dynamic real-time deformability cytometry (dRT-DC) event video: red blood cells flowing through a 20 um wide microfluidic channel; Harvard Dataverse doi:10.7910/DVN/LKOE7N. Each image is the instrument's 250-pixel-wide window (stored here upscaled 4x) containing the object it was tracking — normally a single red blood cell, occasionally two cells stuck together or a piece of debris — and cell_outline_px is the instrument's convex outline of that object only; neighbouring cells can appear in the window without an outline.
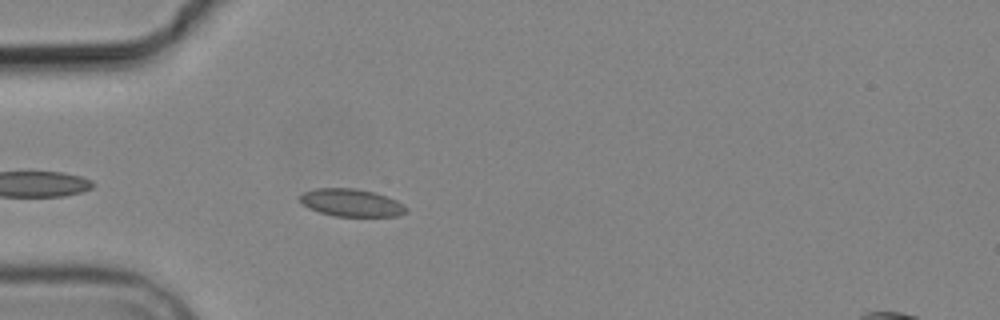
{"species": "common noctule bat (a hibernating species)", "species_latin": "Nyctalus noctula", "temperature_condition": "cold", "stored_images_in_passage": 5, "camera_frame_rate_fps": 3000, "um_per_image_px": 0.085, "animal": {"sex": "male", "body_mass_g": 19.2, "forearm_length_mm": 51.8}, "frame": {"image": 1, "passage_image": 5, "time_ms": 4.333, "image_size_px": [1000, 320], "cell_outline_px": [[408, 208], [404, 212], [396, 216], [336, 216], [320, 212], [308, 208], [300, 200], [300, 196], [304, 192], [316, 188], [356, 188], [376, 192], [396, 200]], "centroid_in_image_um": [29.86, 17.22], "position_along_channel_um": 55.1, "area_um2": 16.94}}